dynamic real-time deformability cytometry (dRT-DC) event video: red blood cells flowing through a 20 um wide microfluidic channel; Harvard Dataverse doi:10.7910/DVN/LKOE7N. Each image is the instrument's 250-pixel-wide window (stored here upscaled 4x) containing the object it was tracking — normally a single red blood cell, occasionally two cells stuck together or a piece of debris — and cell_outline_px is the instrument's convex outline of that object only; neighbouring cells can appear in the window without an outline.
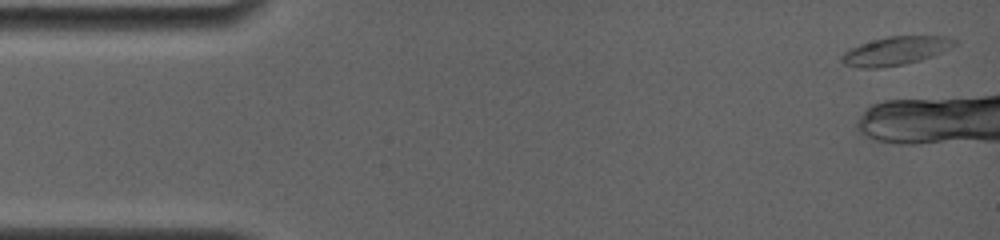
{"species": "common noctule bat (a hibernating species)", "species_latin": "Nyctalus noctula", "temperature_condition": "room temperature", "stored_images_in_passage": 5, "camera_frame_rate_fps": 4000, "um_per_image_px": 0.085, "animal": {"sex": "female", "body_mass_g": 19.0, "forearm_length_mm": 56.7}, "frame": {"image": 1, "passage_image": 1, "time_ms": 0.0, "image_size_px": [1000, 240], "cell_outline_px": [[956, 44], [928, 56], [916, 60], [900, 64], [876, 68], [864, 68], [844, 64], [840, 60], [840, 56], [844, 52], [860, 44], [888, 36], [944, 36], [956, 40]], "centroid_in_image_um": [76.04, 4.31], "position_along_channel_um": 9.0, "area_um2": 17.92}}